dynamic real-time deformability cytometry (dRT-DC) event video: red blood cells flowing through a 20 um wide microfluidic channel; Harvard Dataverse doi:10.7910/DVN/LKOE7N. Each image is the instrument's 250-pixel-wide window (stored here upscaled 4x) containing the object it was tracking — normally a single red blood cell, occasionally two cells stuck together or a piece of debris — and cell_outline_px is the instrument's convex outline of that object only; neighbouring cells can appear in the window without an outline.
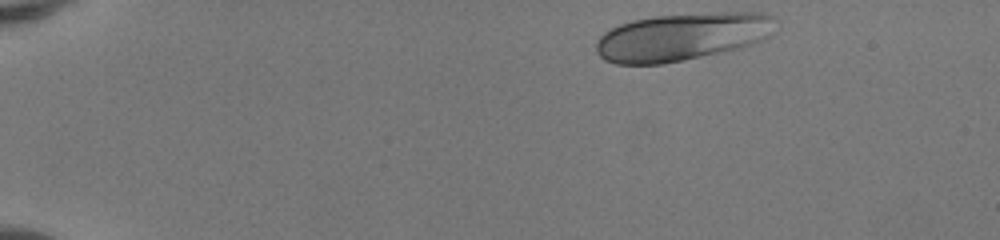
{"species": "human", "species_latin": "Homo sapiens", "temperature_condition": "room temperature", "stored_images_in_passage": 43, "camera_frame_rate_fps": 3000, "um_per_image_px": 0.085, "donor": {"sex": "female"}, "frame": {"image": 1, "passage_image": 1, "time_ms": 0.0, "image_size_px": [1000, 240], "cell_outline_px": [[776, 32], [772, 36], [764, 40], [740, 48], [664, 64], [616, 64], [604, 60], [596, 52], [596, 40], [604, 32], [620, 24], [632, 20], [656, 16], [720, 12], [760, 12], [772, 16]], "centroid_in_image_um": [58.0, 3.13], "position_along_channel_um": 27.0, "area_um2": 50.17}}
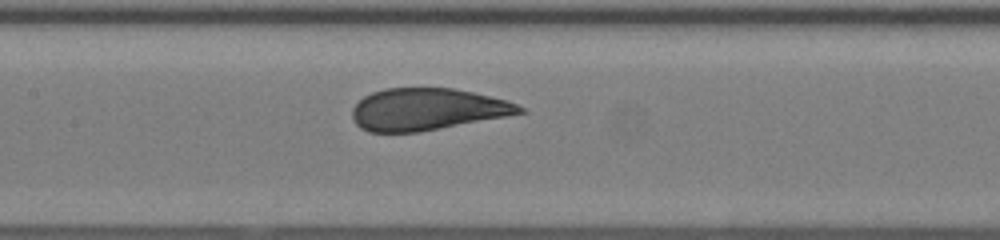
{"frame": {"image": 2, "passage_image": 19, "time_ms": 6.0, "image_size_px": [1000, 240], "cell_outline_px": [[528, 112], [420, 132], [368, 132], [360, 128], [356, 124], [352, 116], [352, 108], [364, 96], [372, 92], [384, 88], [452, 88], [472, 92], [508, 100], [524, 108]], "centroid_in_image_um": [36.3, 9.29], "position_along_channel_um": 171.1, "area_um2": 40.92}}
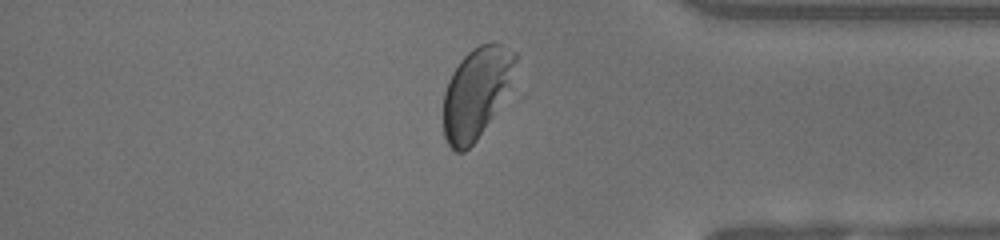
{"frame": {"image": 3, "passage_image": 36, "time_ms": 11.667, "image_size_px": [1000, 240], "cell_outline_px": [[516, 60], [508, 84], [488, 120], [476, 140], [464, 152], [456, 152], [448, 144], [444, 136], [444, 92], [448, 80], [452, 72], [460, 60], [472, 48], [480, 44], [500, 44], [516, 52]], "centroid_in_image_um": [40.4, 7.87], "position_along_channel_um": 394.8, "area_um2": 36.47}, "authors_computed_cell_mechanics": {"area_um2": 43.061, "velocity_mm_per_s": 4.1477, "shape_relaxation_time_tau1_ms": 3.3345, "shape_relaxation_time_tau2_ms": null, "deformation_change_tau1": 0.1345, "deformation_change_tau2": null}}